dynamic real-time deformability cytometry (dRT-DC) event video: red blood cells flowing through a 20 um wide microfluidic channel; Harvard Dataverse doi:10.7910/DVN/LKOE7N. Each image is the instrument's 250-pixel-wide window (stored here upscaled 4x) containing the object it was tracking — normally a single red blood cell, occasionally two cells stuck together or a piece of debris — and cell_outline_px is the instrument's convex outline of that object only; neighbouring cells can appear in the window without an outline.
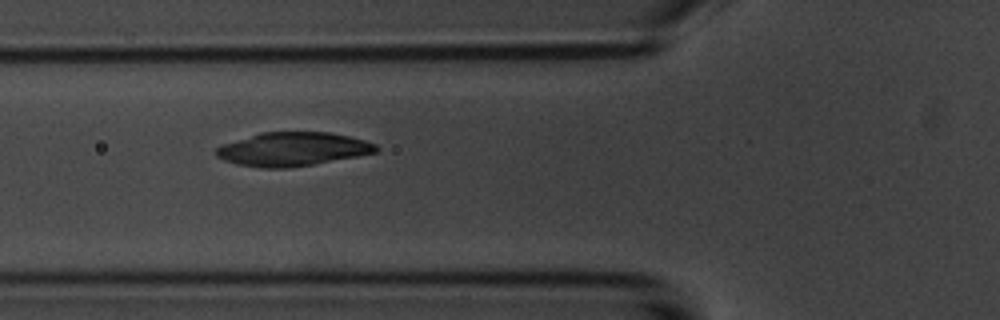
{"species": "common noctule bat (a hibernating species)", "species_latin": "Nyctalus noctula", "temperature_condition": "room temperature", "stored_images_in_passage": 16, "segment_of_instrument_passage": [2, 2], "camera_frame_rate_fps": 3000, "um_per_image_px": 0.085, "animal": {"sex": "male", "body_mass_g": 20.1, "forearm_length_mm": 53.5}, "frame": {"image": 1, "passage_image": 7, "time_ms": 7.667, "image_size_px": [1000, 320], "cell_outline_px": [[380, 148], [376, 152], [356, 156], [312, 164], [288, 168], [260, 168], [236, 164], [224, 160], [216, 156], [216, 148], [220, 144], [260, 132], [328, 132], [348, 136], [364, 140], [376, 144]], "centroid_in_image_um": [24.82, 12.67], "position_along_channel_um": 101.0, "area_um2": 31.39}}
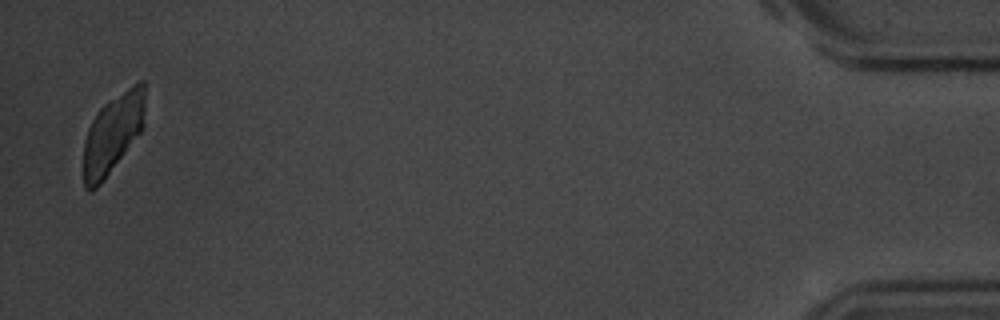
{"frame": {"image": 2, "passage_image": 16, "time_ms": 19.0, "image_size_px": [1000, 320], "cell_outline_px": [[144, 128], [104, 180], [92, 192], [88, 192], [84, 188], [84, 140], [88, 128], [96, 112], [108, 100], [140, 80], [144, 80]], "centroid_in_image_um": [9.58, 11.36], "position_along_channel_um": 425.6, "area_um2": 28.55}}